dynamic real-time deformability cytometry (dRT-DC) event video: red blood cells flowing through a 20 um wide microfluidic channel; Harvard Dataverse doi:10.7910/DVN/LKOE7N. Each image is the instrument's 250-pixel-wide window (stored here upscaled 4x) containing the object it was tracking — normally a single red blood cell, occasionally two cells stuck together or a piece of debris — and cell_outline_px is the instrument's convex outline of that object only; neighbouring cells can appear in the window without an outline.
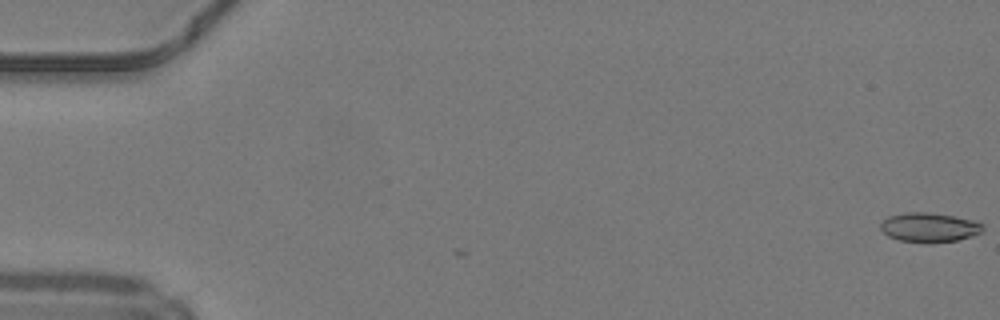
{"species": "common noctule bat (a hibernating species)", "species_latin": "Nyctalus noctula", "temperature_condition": "warm", "stored_images_in_passage": 50, "camera_frame_rate_fps": 3000, "um_per_image_px": 0.085, "animal": {"sex": "male", "body_mass_g": 19.2, "forearm_length_mm": 51.8}, "frame": {"image": 1, "passage_image": 1, "time_ms": 0.0, "image_size_px": [1000, 320], "cell_outline_px": [[984, 228], [980, 232], [972, 236], [956, 240], [900, 240], [888, 236], [880, 228], [880, 224], [888, 216], [904, 212], [928, 212], [956, 216], [972, 220], [984, 224]], "centroid_in_image_um": [78.99, 19.27], "position_along_channel_um": 6.0, "area_um2": 16.88}}
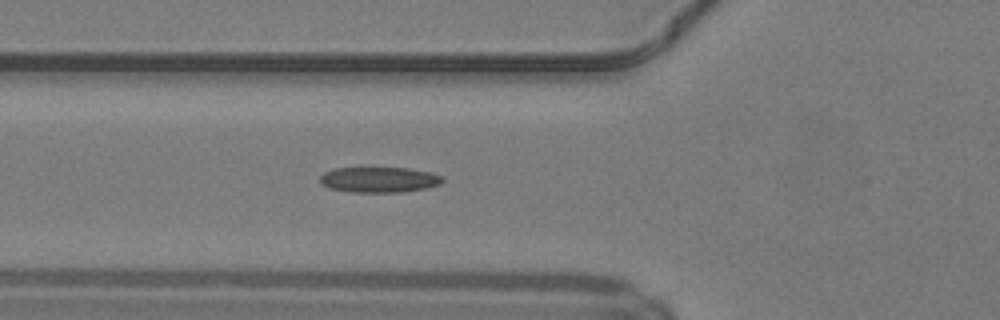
{"frame": {"image": 2, "passage_image": 19, "time_ms": 6.0, "image_size_px": [1000, 320], "cell_outline_px": [[444, 180], [440, 184], [424, 188], [404, 192], [352, 192], [328, 188], [320, 184], [320, 176], [324, 172], [332, 168], [360, 164], [364, 164], [408, 168], [428, 172], [440, 176]], "centroid_in_image_um": [32.1, 15.21], "position_along_channel_um": 93.7, "area_um2": 19.31}}
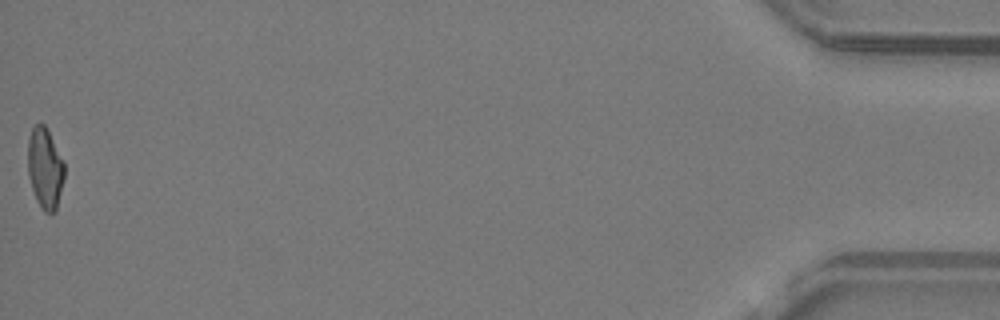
{"frame": {"image": 3, "passage_image": 50, "time_ms": 16.333, "image_size_px": [1000, 320], "cell_outline_px": [[64, 176], [56, 212], [52, 216], [44, 212], [36, 200], [28, 176], [28, 140], [32, 128], [36, 124], [44, 124], [64, 164]], "centroid_in_image_um": [3.81, 14.38], "position_along_channel_um": 431.4, "area_um2": 17.05}, "authors_computed_cell_mechanics": {"area_um2": 17.9469, "velocity_mm_per_s": 4.2478, "shape_relaxation_time_tau1_ms": null, "shape_relaxation_time_tau2_ms": 3.1392, "deformation_change_tau1": null, "deformation_change_tau2": 0.1183}}